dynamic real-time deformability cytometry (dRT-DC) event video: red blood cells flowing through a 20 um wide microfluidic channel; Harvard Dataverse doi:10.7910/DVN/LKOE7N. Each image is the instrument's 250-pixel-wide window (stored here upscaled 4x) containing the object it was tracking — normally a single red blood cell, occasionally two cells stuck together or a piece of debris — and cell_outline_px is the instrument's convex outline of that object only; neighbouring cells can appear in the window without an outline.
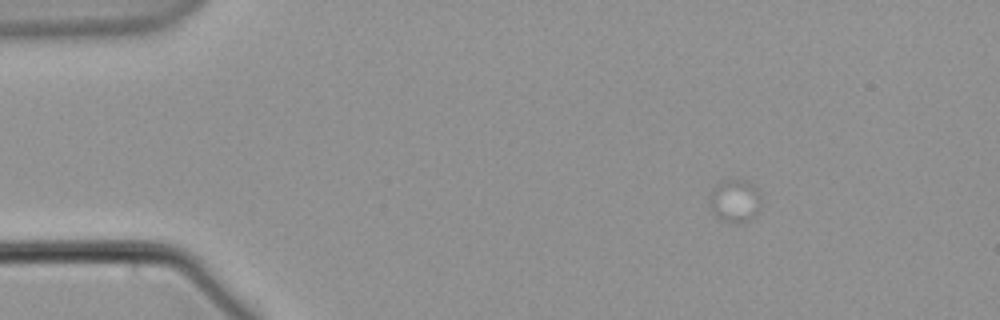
{"species": "common noctule bat (a hibernating species)", "species_latin": "Nyctalus noctula", "temperature_condition": "warm", "stored_images_in_passage": 16, "camera_frame_rate_fps": 3000, "um_per_image_px": 0.085, "animal": {"sex": "male", "body_mass_g": 21.5, "forearm_length_mm": 52.0}, "frame": {"image": 1, "passage_image": 1, "time_ms": 0.0, "image_size_px": [1000, 320], "cell_outline_px": [[760, 204], [756, 212], [748, 220], [736, 224], [720, 220], [712, 208], [712, 188], [720, 180], [744, 180], [756, 188], [760, 200]], "centroid_in_image_um": [62.46, 17.06], "position_along_channel_um": 22.5, "area_um2": 12.37}}